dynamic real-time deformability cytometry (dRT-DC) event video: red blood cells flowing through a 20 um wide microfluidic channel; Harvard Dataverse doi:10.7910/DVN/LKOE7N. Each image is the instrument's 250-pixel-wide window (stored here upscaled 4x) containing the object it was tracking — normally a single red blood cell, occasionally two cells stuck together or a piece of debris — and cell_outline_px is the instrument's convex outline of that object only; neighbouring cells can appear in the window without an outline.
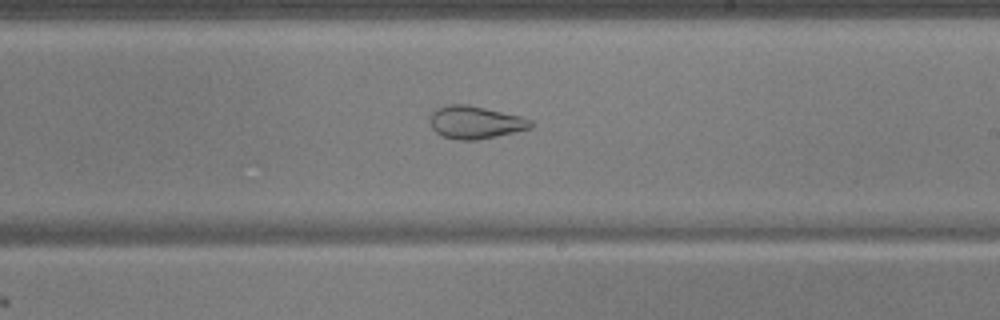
{"species": "common noctule bat (a hibernating species)", "species_latin": "Nyctalus noctula", "temperature_condition": "warm", "stored_images_in_passage": 53, "camera_frame_rate_fps": 3000, "um_per_image_px": 0.085, "animal": {"sex": "male", "body_mass_g": 17.9, "forearm_length_mm": 54.2}, "frame": {"image": 1, "passage_image": 32, "time_ms": 10.333, "image_size_px": [1000, 320], "cell_outline_px": [[532, 128], [516, 132], [476, 140], [456, 140], [444, 136], [436, 132], [432, 128], [428, 120], [432, 112], [436, 108], [448, 104], [468, 104], [520, 116], [532, 120]], "centroid_in_image_um": [40.38, 10.39], "position_along_channel_um": 248.6, "area_um2": 19.31}}
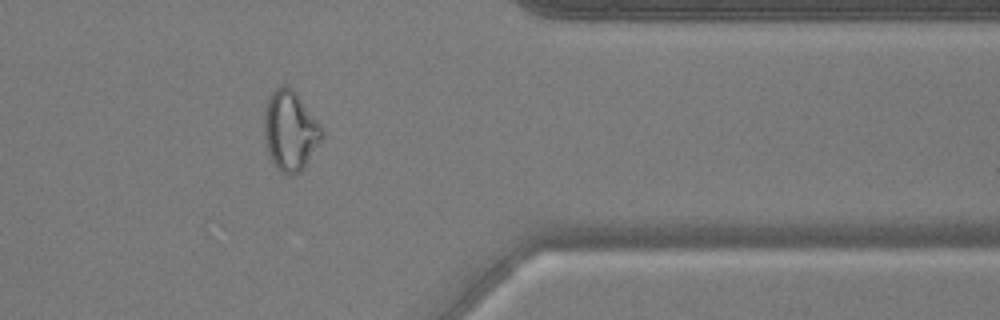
{"frame": {"image": 2, "passage_image": 44, "time_ms": 14.333, "image_size_px": [1000, 320], "cell_outline_px": [[324, 132], [320, 140], [304, 168], [292, 176], [288, 176], [276, 168], [268, 152], [264, 136], [264, 116], [268, 96], [276, 84], [284, 84], [292, 88], [296, 92], [324, 128]], "centroid_in_image_um": [24.65, 11.06], "position_along_channel_um": 386.7, "area_um2": 27.11}}
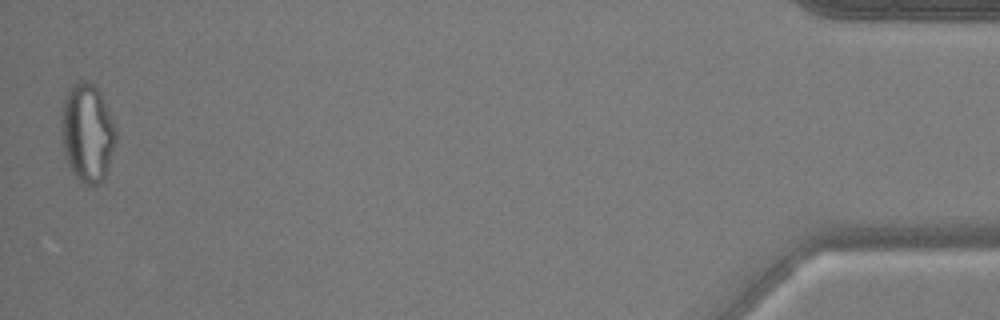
{"frame": {"image": 3, "passage_image": 53, "time_ms": 17.333, "image_size_px": [1000, 320], "cell_outline_px": [[116, 144], [104, 180], [100, 184], [92, 188], [84, 184], [72, 172], [68, 164], [60, 140], [64, 100], [68, 88], [72, 84], [80, 80], [88, 80], [100, 92], [116, 128]], "centroid_in_image_um": [7.43, 11.33], "position_along_channel_um": 427.8, "area_um2": 31.67}, "authors_computed_cell_mechanics": {"area_um2": 27.166, "velocity_mm_per_s": 3.7815, "shape_relaxation_time_tau1_ms": null, "shape_relaxation_time_tau2_ms": 1.3177, "deformation_change_tau1": null, "deformation_change_tau2": 0.0869}}